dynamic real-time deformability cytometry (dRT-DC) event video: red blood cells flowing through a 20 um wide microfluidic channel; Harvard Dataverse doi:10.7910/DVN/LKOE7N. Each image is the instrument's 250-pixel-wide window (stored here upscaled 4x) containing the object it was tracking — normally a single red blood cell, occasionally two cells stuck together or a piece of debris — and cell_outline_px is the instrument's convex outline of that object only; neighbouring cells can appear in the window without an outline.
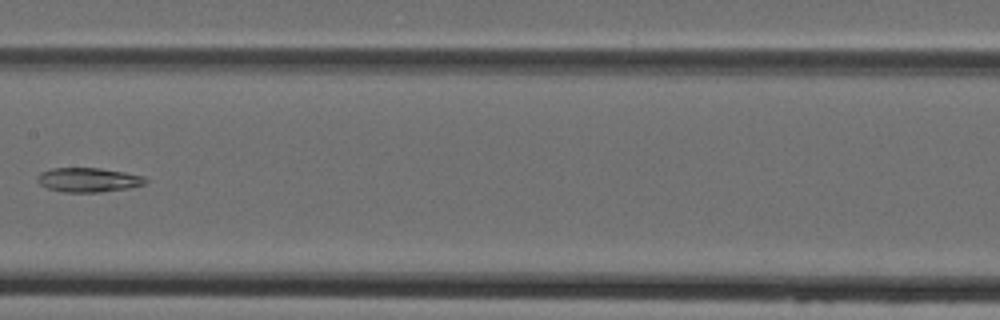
{"species": "Egyptian fruit bat (a non-hibernating species)", "species_latin": "Rousettus aegyptiacus", "temperature_condition": "cold", "stored_images_in_passage": 7, "camera_frame_rate_fps": 3000, "um_per_image_px": 0.085, "animal": {"sex": "female"}, "frame": {"image": 1, "passage_image": 7, "time_ms": 7.667, "image_size_px": [1000, 320], "cell_outline_px": [[148, 180], [144, 184], [128, 188], [100, 192], [64, 192], [48, 188], [40, 184], [36, 180], [36, 176], [40, 172], [52, 168], [100, 168], [124, 172], [144, 176]], "centroid_in_image_um": [7.49, 15.28], "position_along_channel_um": 199.9, "area_um2": 15.32}}